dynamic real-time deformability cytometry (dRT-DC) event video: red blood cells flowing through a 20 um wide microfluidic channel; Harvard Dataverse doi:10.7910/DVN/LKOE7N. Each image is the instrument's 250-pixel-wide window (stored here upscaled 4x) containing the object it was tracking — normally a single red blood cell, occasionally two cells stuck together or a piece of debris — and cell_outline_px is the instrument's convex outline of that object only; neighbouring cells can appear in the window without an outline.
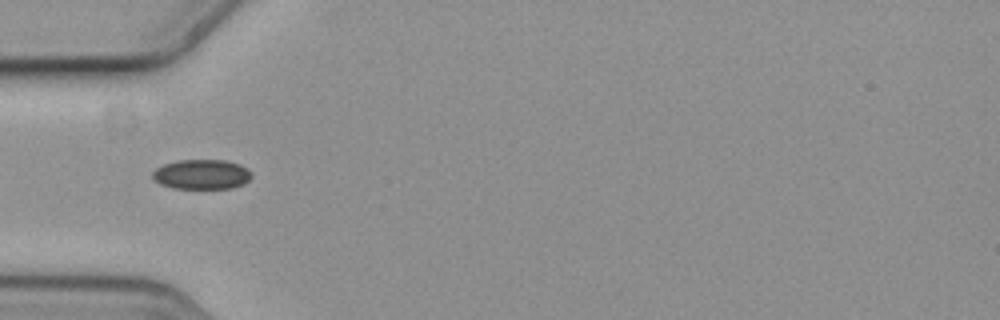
{"species": "common noctule bat (a hibernating species)", "species_latin": "Nyctalus noctula", "temperature_condition": "cold", "stored_images_in_passage": 9, "segment_of_instrument_passage": [2, 2], "camera_frame_rate_fps": 3000, "um_per_image_px": 0.085, "animal": {"sex": "female", "body_mass_g": 19.3, "forearm_length_mm": 54.1}, "frame": {"image": 1, "passage_image": 6, "time_ms": 1.667, "image_size_px": [1000, 320], "cell_outline_px": [[252, 176], [244, 184], [232, 188], [172, 188], [160, 184], [152, 180], [152, 172], [156, 168], [164, 164], [176, 160], [228, 160], [240, 164], [248, 168], [252, 172]], "centroid_in_image_um": [17.14, 14.81], "position_along_channel_um": 67.9, "area_um2": 17.46}}
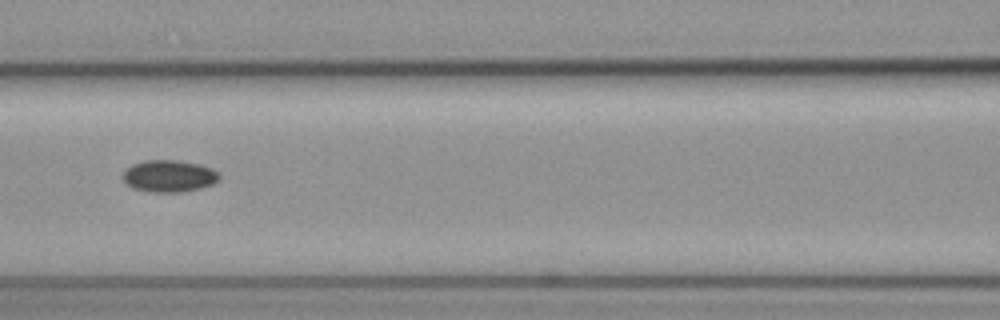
{"frame": {"image": 2, "passage_image": 8, "time_ms": 2.333, "image_size_px": [1000, 320], "cell_outline_px": [[220, 180], [212, 184], [200, 188], [184, 192], [148, 192], [132, 188], [124, 180], [124, 172], [132, 164], [144, 160], [176, 160], [200, 164], [212, 168], [220, 176]], "centroid_in_image_um": [14.39, 14.97], "position_along_channel_um": 152.2, "area_um2": 17.98}}
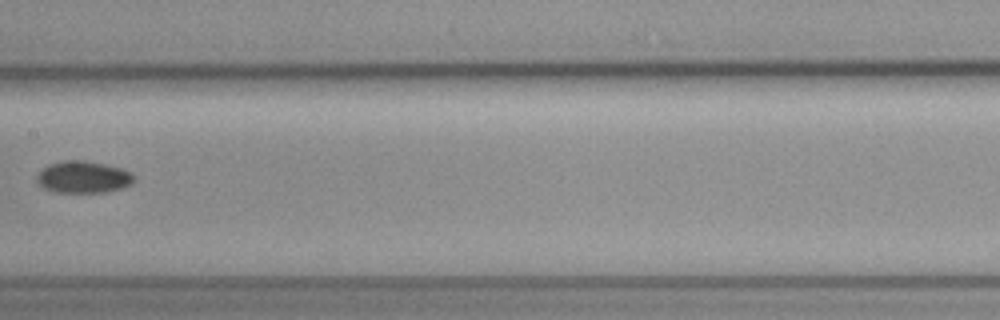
{"frame": {"image": 3, "passage_image": 9, "time_ms": 2.667, "image_size_px": [1000, 320], "cell_outline_px": [[132, 184], [120, 188], [104, 192], [56, 192], [44, 188], [36, 180], [36, 176], [48, 164], [64, 160], [84, 160], [104, 164], [120, 168], [132, 172]], "centroid_in_image_um": [7.05, 15.04], "position_along_channel_um": 200.3, "area_um2": 17.86}}